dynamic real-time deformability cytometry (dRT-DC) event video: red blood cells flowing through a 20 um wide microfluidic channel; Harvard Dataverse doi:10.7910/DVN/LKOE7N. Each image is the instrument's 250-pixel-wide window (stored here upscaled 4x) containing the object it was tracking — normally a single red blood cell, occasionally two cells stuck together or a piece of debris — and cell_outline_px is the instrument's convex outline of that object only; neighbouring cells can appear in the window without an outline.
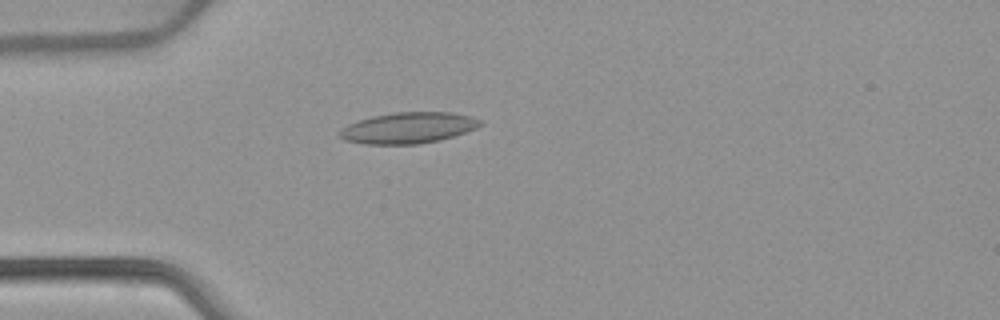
{"species": "common noctule bat (a hibernating species)", "species_latin": "Nyctalus noctula", "temperature_condition": "warm", "stored_images_in_passage": 37, "camera_frame_rate_fps": 3000, "um_per_image_px": 0.085, "animal": {"sex": "female", "body_mass_g": 22.7, "forearm_length_mm": 54.2}, "frame": {"image": 1, "passage_image": 5, "time_ms": 1.333, "image_size_px": [1000, 320], "cell_outline_px": [[484, 124], [476, 128], [440, 140], [416, 144], [364, 144], [344, 140], [336, 136], [336, 132], [340, 128], [348, 124], [372, 116], [392, 112], [452, 112], [468, 116], [480, 120]], "centroid_in_image_um": [34.62, 10.87], "position_along_channel_um": 50.4, "area_um2": 25.55}}
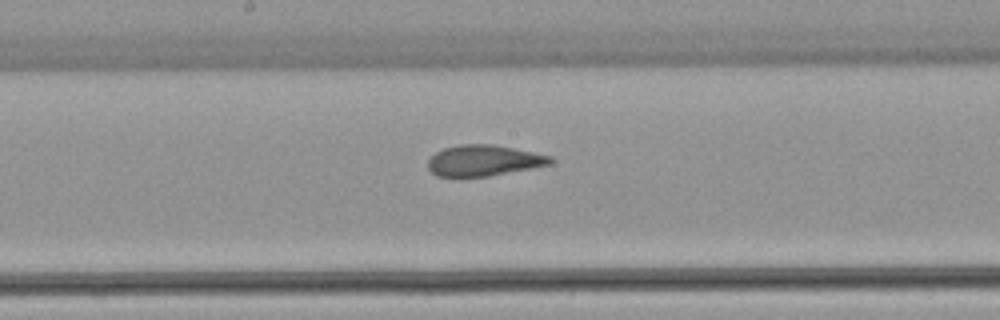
{"frame": {"image": 2, "passage_image": 18, "time_ms": 5.667, "image_size_px": [1000, 320], "cell_outline_px": [[552, 164], [488, 176], [460, 180], [436, 176], [428, 168], [428, 160], [436, 152], [444, 148], [460, 144], [492, 144], [552, 156]], "centroid_in_image_um": [41.04, 13.68], "position_along_channel_um": 207.2, "area_um2": 22.54}}
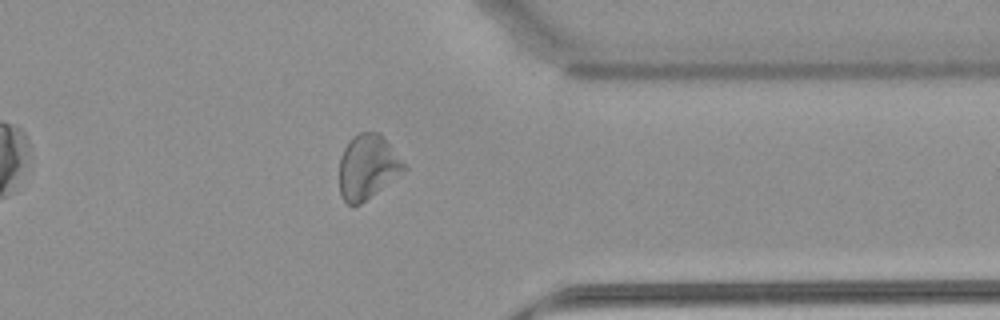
{"frame": {"image": 3, "passage_image": 32, "time_ms": 10.333, "image_size_px": [1000, 320], "cell_outline_px": [[408, 168], [360, 204], [348, 204], [340, 196], [340, 156], [348, 140], [352, 136], [360, 132], [380, 132], [384, 136]], "centroid_in_image_um": [31.23, 14.15], "position_along_channel_um": 380.2, "area_um2": 24.16}, "authors_computed_cell_mechanics": {"area_um2": 23.5246, "velocity_mm_per_s": 3.8928, "shape_relaxation_time_tau1_ms": null, "shape_relaxation_time_tau2_ms": 1.7248, "deformation_change_tau1": null, "deformation_change_tau2": 0.0944}}